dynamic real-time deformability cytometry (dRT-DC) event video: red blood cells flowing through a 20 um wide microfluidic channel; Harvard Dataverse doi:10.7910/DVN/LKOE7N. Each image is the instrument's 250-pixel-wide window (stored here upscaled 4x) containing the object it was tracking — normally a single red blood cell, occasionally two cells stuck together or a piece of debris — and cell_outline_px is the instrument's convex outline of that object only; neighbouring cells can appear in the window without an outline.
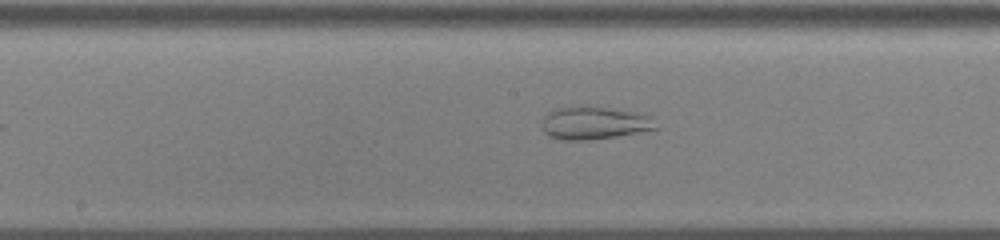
{"species": "common noctule bat (a hibernating species)", "species_latin": "Nyctalus noctula", "temperature_condition": "cold", "stored_images_in_passage": 32, "camera_frame_rate_fps": 3000, "um_per_image_px": 0.085, "animal": {"sex": "male", "body_mass_g": 13.0, "forearm_length_mm": 53.1}, "frame": {"image": 1, "passage_image": 12, "time_ms": 3.667, "image_size_px": [1000, 240], "cell_outline_px": [[660, 128], [640, 132], [616, 136], [588, 140], [564, 140], [548, 136], [544, 132], [544, 116], [548, 112], [556, 108], [604, 108], [652, 116]], "centroid_in_image_um": [50.54, 10.49], "position_along_channel_um": 197.7, "area_um2": 21.04}}
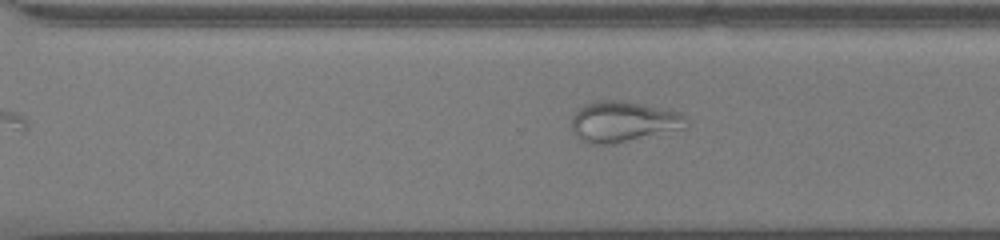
{"frame": {"image": 2, "passage_image": 22, "time_ms": 7.0, "image_size_px": [1000, 240], "cell_outline_px": [[688, 128], [612, 144], [588, 144], [580, 140], [572, 132], [572, 116], [584, 104], [596, 100], [620, 100], [680, 112], [684, 116]], "centroid_in_image_um": [52.94, 10.35], "position_along_channel_um": 317.7, "area_um2": 27.22}}
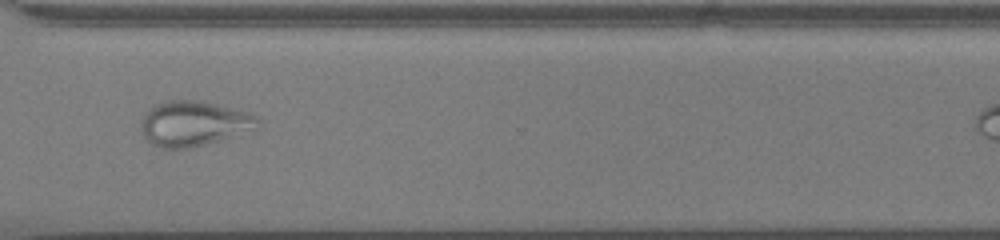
{"frame": {"image": 3, "passage_image": 25, "time_ms": 8.0, "image_size_px": [1000, 240], "cell_outline_px": [[260, 128], [204, 144], [188, 148], [160, 148], [152, 144], [140, 132], [140, 120], [144, 112], [148, 108], [156, 104], [168, 100], [204, 100], [248, 112], [256, 116], [260, 120]], "centroid_in_image_um": [16.45, 10.48], "position_along_channel_um": 354.2, "area_um2": 31.04}}